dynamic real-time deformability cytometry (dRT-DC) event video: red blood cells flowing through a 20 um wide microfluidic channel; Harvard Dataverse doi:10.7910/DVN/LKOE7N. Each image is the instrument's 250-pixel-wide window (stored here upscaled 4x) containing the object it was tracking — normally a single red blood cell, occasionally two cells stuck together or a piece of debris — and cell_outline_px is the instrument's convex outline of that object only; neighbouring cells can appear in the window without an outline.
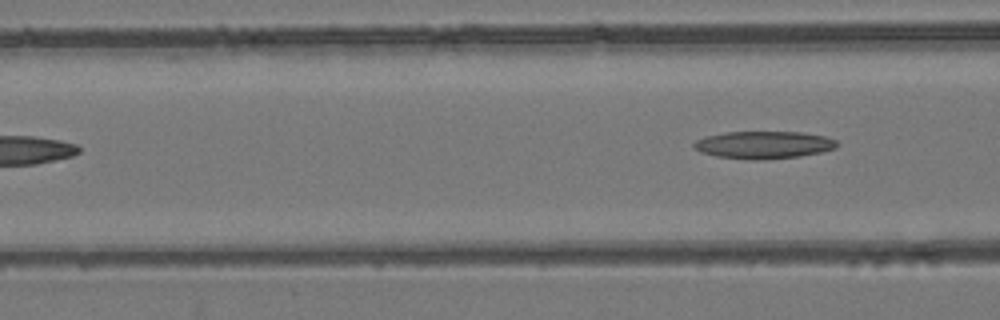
{"species": "common noctule bat (a hibernating species)", "species_latin": "Nyctalus noctula", "temperature_condition": "room temperature", "stored_images_in_passage": 4, "camera_frame_rate_fps": 3000, "um_per_image_px": 0.085, "animal": {"sex": "female", "body_mass_g": 24.6, "forearm_length_mm": 56.2}, "frame": {"image": 1, "passage_image": 4, "time_ms": 3.667, "image_size_px": [1000, 320], "cell_outline_px": [[840, 144], [836, 148], [820, 152], [800, 156], [756, 160], [748, 160], [716, 156], [700, 152], [692, 148], [692, 144], [696, 140], [704, 136], [728, 132], [800, 132], [824, 136], [836, 140]], "centroid_in_image_um": [64.88, 12.31], "position_along_channel_um": 101.7, "area_um2": 23.0}}